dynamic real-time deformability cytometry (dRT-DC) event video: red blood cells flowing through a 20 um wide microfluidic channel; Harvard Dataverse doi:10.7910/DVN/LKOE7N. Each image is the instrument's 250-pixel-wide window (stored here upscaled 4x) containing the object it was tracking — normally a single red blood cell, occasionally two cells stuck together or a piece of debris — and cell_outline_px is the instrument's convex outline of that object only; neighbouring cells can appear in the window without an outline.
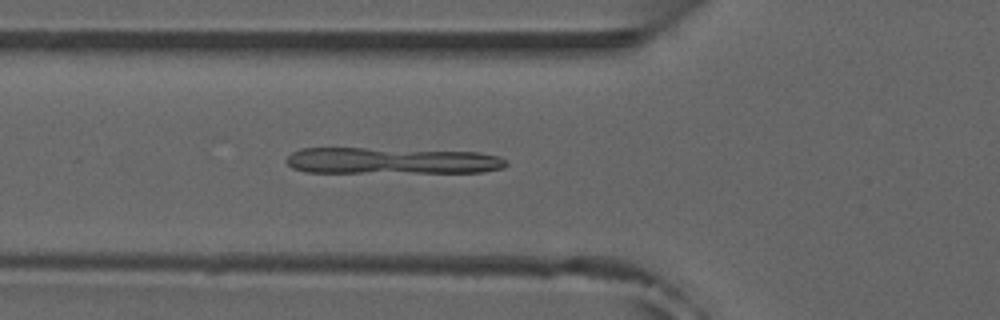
{"species": "common noctule bat (a hibernating species)", "species_latin": "Nyctalus noctula", "temperature_condition": "room temperature", "stored_images_in_passage": 40, "camera_frame_rate_fps": 3000, "um_per_image_px": 0.085, "animal": {"sex": "male", "forearm_length_mm": 52.5}, "frame": {"image": 1, "passage_image": 7, "time_ms": 2.0, "image_size_px": [1000, 320], "cell_outline_px": [[508, 164], [504, 168], [484, 172], [304, 172], [292, 168], [284, 160], [292, 152], [300, 148], [364, 148], [480, 152], [500, 156], [508, 160]], "centroid_in_image_um": [33.31, 13.66], "position_along_channel_um": 92.5, "area_um2": 34.04}}